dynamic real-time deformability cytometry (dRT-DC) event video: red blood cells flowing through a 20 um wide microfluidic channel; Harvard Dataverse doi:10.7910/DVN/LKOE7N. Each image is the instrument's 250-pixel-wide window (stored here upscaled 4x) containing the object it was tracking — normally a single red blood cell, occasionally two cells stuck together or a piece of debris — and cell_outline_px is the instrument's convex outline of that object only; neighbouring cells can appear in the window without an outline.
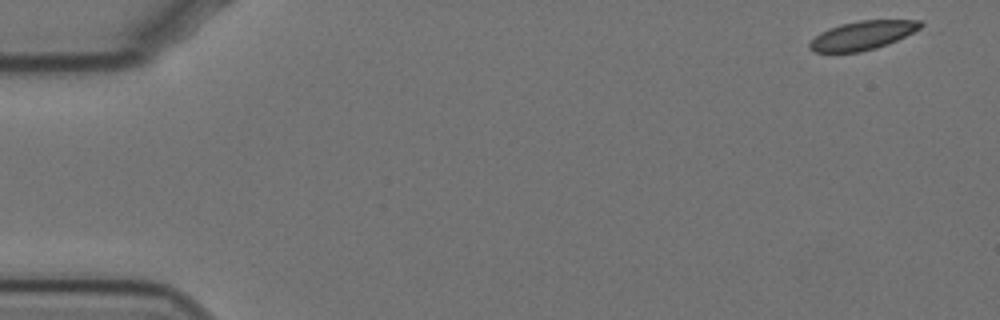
{"species": "Egyptian fruit bat (a non-hibernating species)", "species_latin": "Rousettus aegyptiacus", "temperature_condition": "cold", "stored_images_in_passage": 8, "camera_frame_rate_fps": 3000, "um_per_image_px": 0.085, "animal": {"sex": "female"}, "frame": {"image": 1, "passage_image": 1, "time_ms": 0.0, "image_size_px": [1000, 320], "cell_outline_px": [[924, 24], [920, 28], [888, 44], [876, 48], [860, 52], [812, 52], [808, 48], [808, 44], [820, 32], [840, 24], [860, 20], [920, 20]], "centroid_in_image_um": [73.28, 3.01], "position_along_channel_um": 11.7, "area_um2": 18.5}}